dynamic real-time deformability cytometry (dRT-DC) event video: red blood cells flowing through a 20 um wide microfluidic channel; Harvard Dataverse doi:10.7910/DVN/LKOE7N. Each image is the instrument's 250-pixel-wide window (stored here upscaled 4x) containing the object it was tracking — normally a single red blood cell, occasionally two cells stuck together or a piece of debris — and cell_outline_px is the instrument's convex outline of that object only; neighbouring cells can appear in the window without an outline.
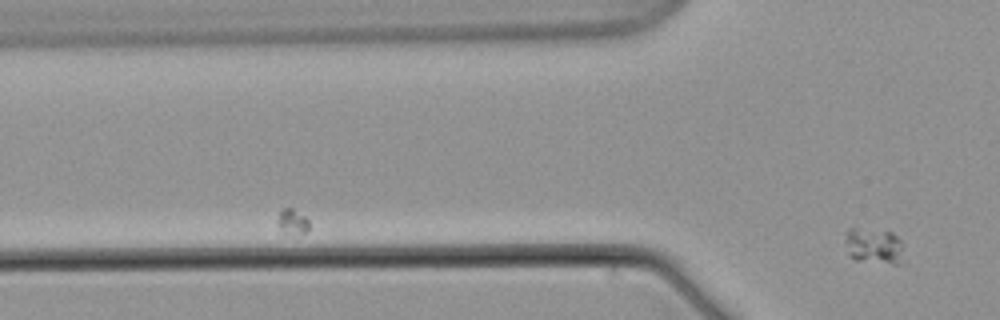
{"species": "common noctule bat (a hibernating species)", "species_latin": "Nyctalus noctula", "temperature_condition": "warm", "stored_images_in_passage": 2, "camera_frame_rate_fps": 3000, "um_per_image_px": 0.085, "animal": {"sex": "male", "body_mass_g": 21.5, "forearm_length_mm": 52.0}, "frame": {"image": 1, "passage_image": 2, "time_ms": 1.333, "image_size_px": [1000, 320], "cell_outline_px": [[900, 264], [892, 264], [856, 260], [848, 252], [844, 240], [844, 232], [848, 228], [856, 228], [892, 232], [900, 240]], "centroid_in_image_um": [74.2, 20.88], "position_along_channel_um": 51.6, "area_um2": 12.02}}